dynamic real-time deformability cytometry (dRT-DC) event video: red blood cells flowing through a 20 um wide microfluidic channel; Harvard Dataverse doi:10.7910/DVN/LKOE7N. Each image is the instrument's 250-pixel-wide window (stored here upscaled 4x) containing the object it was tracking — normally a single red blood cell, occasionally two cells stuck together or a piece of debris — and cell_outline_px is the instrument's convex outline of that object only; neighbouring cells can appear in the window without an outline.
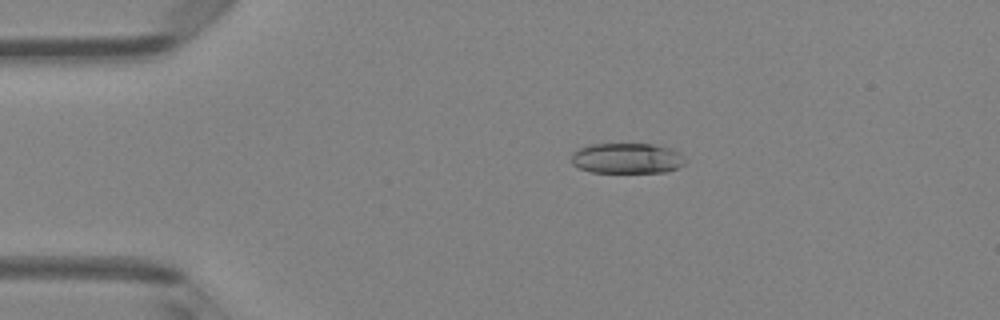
{"species": "Egyptian fruit bat (a non-hibernating species)", "species_latin": "Rousettus aegyptiacus", "temperature_condition": "room temperature", "stored_images_in_passage": 42, "camera_frame_rate_fps": 3000, "um_per_image_px": 0.085, "animal": {"sex": "female"}, "frame": {"image": 1, "passage_image": 3, "time_ms": 0.667, "image_size_px": [1000, 320], "cell_outline_px": [[684, 164], [668, 172], [592, 172], [580, 168], [572, 164], [572, 152], [588, 144], [656, 144], [680, 152], [684, 160]], "centroid_in_image_um": [53.28, 13.45], "position_along_channel_um": 31.7, "area_um2": 20.17}}
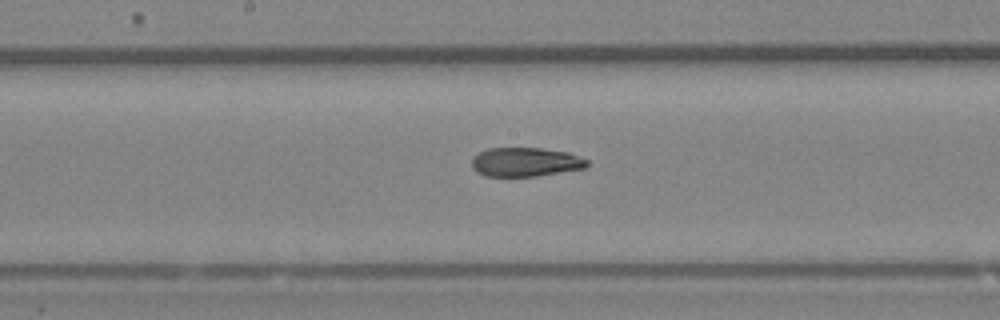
{"frame": {"image": 2, "passage_image": 19, "time_ms": 6.0, "image_size_px": [1000, 320], "cell_outline_px": [[588, 164], [584, 168], [536, 176], [484, 176], [476, 172], [472, 168], [472, 156], [488, 148], [540, 148], [568, 152], [580, 156], [588, 160]], "centroid_in_image_um": [44.64, 13.77], "position_along_channel_um": 203.6, "area_um2": 19.54}}
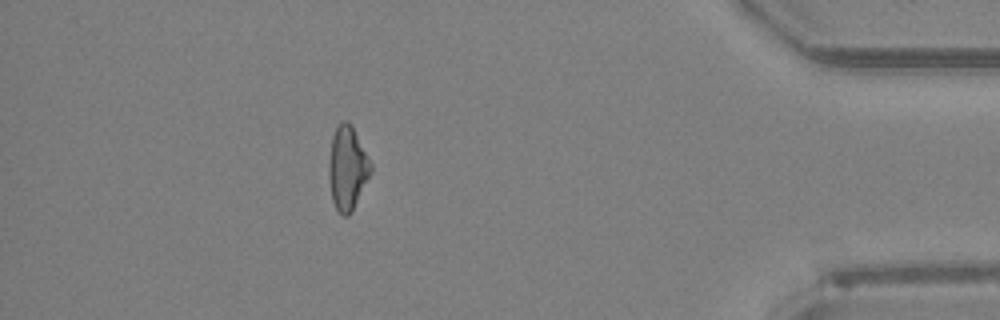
{"frame": {"image": 3, "passage_image": 37, "time_ms": 12.0, "image_size_px": [1000, 320], "cell_outline_px": [[372, 172], [352, 212], [348, 216], [344, 216], [336, 208], [332, 200], [328, 176], [328, 164], [332, 136], [336, 128], [344, 120], [348, 120], [352, 124], [372, 164]], "centroid_in_image_um": [29.54, 14.28], "position_along_channel_um": 405.7, "area_um2": 20.63}, "authors_computed_cell_mechanics": {"area_um2": 20.4901, "velocity_mm_per_s": 4.151, "shape_relaxation_time_tau1_ms": null, "shape_relaxation_time_tau2_ms": 2.9547, "deformation_change_tau1": null, "deformation_change_tau2": 0.0957}}